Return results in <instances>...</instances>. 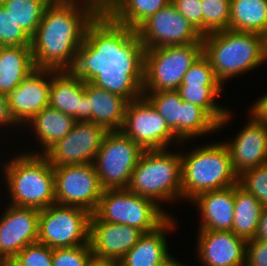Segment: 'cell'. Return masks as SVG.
I'll list each match as a JSON object with an SVG mask.
<instances>
[{
    "label": "cell",
    "instance_id": "cell-1",
    "mask_svg": "<svg viewBox=\"0 0 267 266\" xmlns=\"http://www.w3.org/2000/svg\"><path fill=\"white\" fill-rule=\"evenodd\" d=\"M145 50L136 30L98 14L87 27L70 71L84 83L130 102L143 97Z\"/></svg>",
    "mask_w": 267,
    "mask_h": 266
},
{
    "label": "cell",
    "instance_id": "cell-2",
    "mask_svg": "<svg viewBox=\"0 0 267 266\" xmlns=\"http://www.w3.org/2000/svg\"><path fill=\"white\" fill-rule=\"evenodd\" d=\"M97 15L85 0H52L31 37L35 68L70 71L87 27Z\"/></svg>",
    "mask_w": 267,
    "mask_h": 266
},
{
    "label": "cell",
    "instance_id": "cell-3",
    "mask_svg": "<svg viewBox=\"0 0 267 266\" xmlns=\"http://www.w3.org/2000/svg\"><path fill=\"white\" fill-rule=\"evenodd\" d=\"M203 54L209 59L217 79L253 70L267 60V38L251 32L224 30L202 37Z\"/></svg>",
    "mask_w": 267,
    "mask_h": 266
},
{
    "label": "cell",
    "instance_id": "cell-4",
    "mask_svg": "<svg viewBox=\"0 0 267 266\" xmlns=\"http://www.w3.org/2000/svg\"><path fill=\"white\" fill-rule=\"evenodd\" d=\"M3 168L11 205L41 210L56 203L53 165L43 154L23 152Z\"/></svg>",
    "mask_w": 267,
    "mask_h": 266
},
{
    "label": "cell",
    "instance_id": "cell-5",
    "mask_svg": "<svg viewBox=\"0 0 267 266\" xmlns=\"http://www.w3.org/2000/svg\"><path fill=\"white\" fill-rule=\"evenodd\" d=\"M182 198L191 201L197 195L238 184L231 156L223 142L210 143L181 153Z\"/></svg>",
    "mask_w": 267,
    "mask_h": 266
},
{
    "label": "cell",
    "instance_id": "cell-6",
    "mask_svg": "<svg viewBox=\"0 0 267 266\" xmlns=\"http://www.w3.org/2000/svg\"><path fill=\"white\" fill-rule=\"evenodd\" d=\"M181 153L164 150H144L132 172L128 189L155 203L182 198ZM174 199V200H173Z\"/></svg>",
    "mask_w": 267,
    "mask_h": 266
},
{
    "label": "cell",
    "instance_id": "cell-7",
    "mask_svg": "<svg viewBox=\"0 0 267 266\" xmlns=\"http://www.w3.org/2000/svg\"><path fill=\"white\" fill-rule=\"evenodd\" d=\"M159 205L161 204L137 195L128 188L103 190L90 221L133 226L147 233L155 230L171 215Z\"/></svg>",
    "mask_w": 267,
    "mask_h": 266
},
{
    "label": "cell",
    "instance_id": "cell-8",
    "mask_svg": "<svg viewBox=\"0 0 267 266\" xmlns=\"http://www.w3.org/2000/svg\"><path fill=\"white\" fill-rule=\"evenodd\" d=\"M203 54V43L145 50L143 92L177 90L191 65Z\"/></svg>",
    "mask_w": 267,
    "mask_h": 266
},
{
    "label": "cell",
    "instance_id": "cell-9",
    "mask_svg": "<svg viewBox=\"0 0 267 266\" xmlns=\"http://www.w3.org/2000/svg\"><path fill=\"white\" fill-rule=\"evenodd\" d=\"M143 151L121 131H109L93 161L103 190L127 189Z\"/></svg>",
    "mask_w": 267,
    "mask_h": 266
},
{
    "label": "cell",
    "instance_id": "cell-10",
    "mask_svg": "<svg viewBox=\"0 0 267 266\" xmlns=\"http://www.w3.org/2000/svg\"><path fill=\"white\" fill-rule=\"evenodd\" d=\"M91 213L74 206L52 204L39 213L38 242L50 248L89 243Z\"/></svg>",
    "mask_w": 267,
    "mask_h": 266
},
{
    "label": "cell",
    "instance_id": "cell-11",
    "mask_svg": "<svg viewBox=\"0 0 267 266\" xmlns=\"http://www.w3.org/2000/svg\"><path fill=\"white\" fill-rule=\"evenodd\" d=\"M56 204L93 214L103 192L93 163L53 166Z\"/></svg>",
    "mask_w": 267,
    "mask_h": 266
},
{
    "label": "cell",
    "instance_id": "cell-12",
    "mask_svg": "<svg viewBox=\"0 0 267 266\" xmlns=\"http://www.w3.org/2000/svg\"><path fill=\"white\" fill-rule=\"evenodd\" d=\"M120 131L143 150H164L173 140L182 142L144 96L128 103Z\"/></svg>",
    "mask_w": 267,
    "mask_h": 266
},
{
    "label": "cell",
    "instance_id": "cell-13",
    "mask_svg": "<svg viewBox=\"0 0 267 266\" xmlns=\"http://www.w3.org/2000/svg\"><path fill=\"white\" fill-rule=\"evenodd\" d=\"M136 32L145 49L203 43V36L172 3L146 19Z\"/></svg>",
    "mask_w": 267,
    "mask_h": 266
},
{
    "label": "cell",
    "instance_id": "cell-14",
    "mask_svg": "<svg viewBox=\"0 0 267 266\" xmlns=\"http://www.w3.org/2000/svg\"><path fill=\"white\" fill-rule=\"evenodd\" d=\"M108 132L93 122H75L71 131L43 155L53 166L93 163Z\"/></svg>",
    "mask_w": 267,
    "mask_h": 266
},
{
    "label": "cell",
    "instance_id": "cell-15",
    "mask_svg": "<svg viewBox=\"0 0 267 266\" xmlns=\"http://www.w3.org/2000/svg\"><path fill=\"white\" fill-rule=\"evenodd\" d=\"M0 218V259L14 258L24 247L38 242L40 210L9 204Z\"/></svg>",
    "mask_w": 267,
    "mask_h": 266
},
{
    "label": "cell",
    "instance_id": "cell-16",
    "mask_svg": "<svg viewBox=\"0 0 267 266\" xmlns=\"http://www.w3.org/2000/svg\"><path fill=\"white\" fill-rule=\"evenodd\" d=\"M50 87L51 70L35 69L7 96L9 112L16 124L28 125L49 106Z\"/></svg>",
    "mask_w": 267,
    "mask_h": 266
},
{
    "label": "cell",
    "instance_id": "cell-17",
    "mask_svg": "<svg viewBox=\"0 0 267 266\" xmlns=\"http://www.w3.org/2000/svg\"><path fill=\"white\" fill-rule=\"evenodd\" d=\"M143 234L133 226L90 221L89 242L94 259L117 264Z\"/></svg>",
    "mask_w": 267,
    "mask_h": 266
},
{
    "label": "cell",
    "instance_id": "cell-18",
    "mask_svg": "<svg viewBox=\"0 0 267 266\" xmlns=\"http://www.w3.org/2000/svg\"><path fill=\"white\" fill-rule=\"evenodd\" d=\"M197 252L204 266H245L247 240L232 231L199 230Z\"/></svg>",
    "mask_w": 267,
    "mask_h": 266
},
{
    "label": "cell",
    "instance_id": "cell-19",
    "mask_svg": "<svg viewBox=\"0 0 267 266\" xmlns=\"http://www.w3.org/2000/svg\"><path fill=\"white\" fill-rule=\"evenodd\" d=\"M249 120L233 141L223 142L230 152L231 163L237 175L267 164V127L252 114Z\"/></svg>",
    "mask_w": 267,
    "mask_h": 266
},
{
    "label": "cell",
    "instance_id": "cell-20",
    "mask_svg": "<svg viewBox=\"0 0 267 266\" xmlns=\"http://www.w3.org/2000/svg\"><path fill=\"white\" fill-rule=\"evenodd\" d=\"M85 83L71 71L51 70L49 106L70 115L76 122H92Z\"/></svg>",
    "mask_w": 267,
    "mask_h": 266
},
{
    "label": "cell",
    "instance_id": "cell-21",
    "mask_svg": "<svg viewBox=\"0 0 267 266\" xmlns=\"http://www.w3.org/2000/svg\"><path fill=\"white\" fill-rule=\"evenodd\" d=\"M169 216L159 227L143 233L138 242L119 260L116 266H162L172 256L168 253L166 230L175 229Z\"/></svg>",
    "mask_w": 267,
    "mask_h": 266
},
{
    "label": "cell",
    "instance_id": "cell-22",
    "mask_svg": "<svg viewBox=\"0 0 267 266\" xmlns=\"http://www.w3.org/2000/svg\"><path fill=\"white\" fill-rule=\"evenodd\" d=\"M235 185L203 192L190 202L197 204L201 213L199 230L232 231L234 221Z\"/></svg>",
    "mask_w": 267,
    "mask_h": 266
},
{
    "label": "cell",
    "instance_id": "cell-23",
    "mask_svg": "<svg viewBox=\"0 0 267 266\" xmlns=\"http://www.w3.org/2000/svg\"><path fill=\"white\" fill-rule=\"evenodd\" d=\"M88 110H92V122L104 126L108 131H120L129 101L122 96L85 83Z\"/></svg>",
    "mask_w": 267,
    "mask_h": 266
},
{
    "label": "cell",
    "instance_id": "cell-24",
    "mask_svg": "<svg viewBox=\"0 0 267 266\" xmlns=\"http://www.w3.org/2000/svg\"><path fill=\"white\" fill-rule=\"evenodd\" d=\"M35 69L31 46H2L0 94L8 96Z\"/></svg>",
    "mask_w": 267,
    "mask_h": 266
},
{
    "label": "cell",
    "instance_id": "cell-25",
    "mask_svg": "<svg viewBox=\"0 0 267 266\" xmlns=\"http://www.w3.org/2000/svg\"><path fill=\"white\" fill-rule=\"evenodd\" d=\"M72 116L50 106L43 108L28 123L31 124L44 154L51 146L68 134L75 124Z\"/></svg>",
    "mask_w": 267,
    "mask_h": 266
},
{
    "label": "cell",
    "instance_id": "cell-26",
    "mask_svg": "<svg viewBox=\"0 0 267 266\" xmlns=\"http://www.w3.org/2000/svg\"><path fill=\"white\" fill-rule=\"evenodd\" d=\"M229 29L267 38V0H231Z\"/></svg>",
    "mask_w": 267,
    "mask_h": 266
},
{
    "label": "cell",
    "instance_id": "cell-27",
    "mask_svg": "<svg viewBox=\"0 0 267 266\" xmlns=\"http://www.w3.org/2000/svg\"><path fill=\"white\" fill-rule=\"evenodd\" d=\"M262 208V204L251 193L236 184L232 232L247 241L254 239Z\"/></svg>",
    "mask_w": 267,
    "mask_h": 266
},
{
    "label": "cell",
    "instance_id": "cell-28",
    "mask_svg": "<svg viewBox=\"0 0 267 266\" xmlns=\"http://www.w3.org/2000/svg\"><path fill=\"white\" fill-rule=\"evenodd\" d=\"M222 88L223 85L180 84L176 91L183 101L203 108L218 123L220 129L231 117L230 110L215 103V98L220 95Z\"/></svg>",
    "mask_w": 267,
    "mask_h": 266
},
{
    "label": "cell",
    "instance_id": "cell-29",
    "mask_svg": "<svg viewBox=\"0 0 267 266\" xmlns=\"http://www.w3.org/2000/svg\"><path fill=\"white\" fill-rule=\"evenodd\" d=\"M171 0H120L107 14L113 21L136 30L146 19Z\"/></svg>",
    "mask_w": 267,
    "mask_h": 266
},
{
    "label": "cell",
    "instance_id": "cell-30",
    "mask_svg": "<svg viewBox=\"0 0 267 266\" xmlns=\"http://www.w3.org/2000/svg\"><path fill=\"white\" fill-rule=\"evenodd\" d=\"M52 0H3L0 4L11 14L18 26L31 38Z\"/></svg>",
    "mask_w": 267,
    "mask_h": 266
},
{
    "label": "cell",
    "instance_id": "cell-31",
    "mask_svg": "<svg viewBox=\"0 0 267 266\" xmlns=\"http://www.w3.org/2000/svg\"><path fill=\"white\" fill-rule=\"evenodd\" d=\"M217 130L218 123L203 108L182 100L181 121L178 123V138L181 141Z\"/></svg>",
    "mask_w": 267,
    "mask_h": 266
},
{
    "label": "cell",
    "instance_id": "cell-32",
    "mask_svg": "<svg viewBox=\"0 0 267 266\" xmlns=\"http://www.w3.org/2000/svg\"><path fill=\"white\" fill-rule=\"evenodd\" d=\"M143 96L166 120L169 128L178 137V123L181 121L182 99L176 90L143 92Z\"/></svg>",
    "mask_w": 267,
    "mask_h": 266
},
{
    "label": "cell",
    "instance_id": "cell-33",
    "mask_svg": "<svg viewBox=\"0 0 267 266\" xmlns=\"http://www.w3.org/2000/svg\"><path fill=\"white\" fill-rule=\"evenodd\" d=\"M202 1V36L229 29L231 0Z\"/></svg>",
    "mask_w": 267,
    "mask_h": 266
},
{
    "label": "cell",
    "instance_id": "cell-34",
    "mask_svg": "<svg viewBox=\"0 0 267 266\" xmlns=\"http://www.w3.org/2000/svg\"><path fill=\"white\" fill-rule=\"evenodd\" d=\"M238 185L251 193L263 207L267 206V164L242 172L238 175Z\"/></svg>",
    "mask_w": 267,
    "mask_h": 266
},
{
    "label": "cell",
    "instance_id": "cell-35",
    "mask_svg": "<svg viewBox=\"0 0 267 266\" xmlns=\"http://www.w3.org/2000/svg\"><path fill=\"white\" fill-rule=\"evenodd\" d=\"M1 46H31V38L18 26L14 18L0 4Z\"/></svg>",
    "mask_w": 267,
    "mask_h": 266
},
{
    "label": "cell",
    "instance_id": "cell-36",
    "mask_svg": "<svg viewBox=\"0 0 267 266\" xmlns=\"http://www.w3.org/2000/svg\"><path fill=\"white\" fill-rule=\"evenodd\" d=\"M93 258L90 242L75 247L53 248L52 266H87Z\"/></svg>",
    "mask_w": 267,
    "mask_h": 266
},
{
    "label": "cell",
    "instance_id": "cell-37",
    "mask_svg": "<svg viewBox=\"0 0 267 266\" xmlns=\"http://www.w3.org/2000/svg\"><path fill=\"white\" fill-rule=\"evenodd\" d=\"M181 84L222 85L217 79L209 59L204 54L191 65Z\"/></svg>",
    "mask_w": 267,
    "mask_h": 266
},
{
    "label": "cell",
    "instance_id": "cell-38",
    "mask_svg": "<svg viewBox=\"0 0 267 266\" xmlns=\"http://www.w3.org/2000/svg\"><path fill=\"white\" fill-rule=\"evenodd\" d=\"M53 248L40 242L24 247L14 258L22 266H52Z\"/></svg>",
    "mask_w": 267,
    "mask_h": 266
},
{
    "label": "cell",
    "instance_id": "cell-39",
    "mask_svg": "<svg viewBox=\"0 0 267 266\" xmlns=\"http://www.w3.org/2000/svg\"><path fill=\"white\" fill-rule=\"evenodd\" d=\"M176 10L202 35V1L171 0Z\"/></svg>",
    "mask_w": 267,
    "mask_h": 266
},
{
    "label": "cell",
    "instance_id": "cell-40",
    "mask_svg": "<svg viewBox=\"0 0 267 266\" xmlns=\"http://www.w3.org/2000/svg\"><path fill=\"white\" fill-rule=\"evenodd\" d=\"M245 266H267V241H247Z\"/></svg>",
    "mask_w": 267,
    "mask_h": 266
},
{
    "label": "cell",
    "instance_id": "cell-41",
    "mask_svg": "<svg viewBox=\"0 0 267 266\" xmlns=\"http://www.w3.org/2000/svg\"><path fill=\"white\" fill-rule=\"evenodd\" d=\"M250 114L267 127V94L253 104Z\"/></svg>",
    "mask_w": 267,
    "mask_h": 266
},
{
    "label": "cell",
    "instance_id": "cell-42",
    "mask_svg": "<svg viewBox=\"0 0 267 266\" xmlns=\"http://www.w3.org/2000/svg\"><path fill=\"white\" fill-rule=\"evenodd\" d=\"M98 14H108L120 0H85Z\"/></svg>",
    "mask_w": 267,
    "mask_h": 266
},
{
    "label": "cell",
    "instance_id": "cell-43",
    "mask_svg": "<svg viewBox=\"0 0 267 266\" xmlns=\"http://www.w3.org/2000/svg\"><path fill=\"white\" fill-rule=\"evenodd\" d=\"M17 125L11 118L8 108V98L6 95L0 94V126Z\"/></svg>",
    "mask_w": 267,
    "mask_h": 266
},
{
    "label": "cell",
    "instance_id": "cell-44",
    "mask_svg": "<svg viewBox=\"0 0 267 266\" xmlns=\"http://www.w3.org/2000/svg\"><path fill=\"white\" fill-rule=\"evenodd\" d=\"M254 239L267 241V206L262 208L258 229Z\"/></svg>",
    "mask_w": 267,
    "mask_h": 266
},
{
    "label": "cell",
    "instance_id": "cell-45",
    "mask_svg": "<svg viewBox=\"0 0 267 266\" xmlns=\"http://www.w3.org/2000/svg\"><path fill=\"white\" fill-rule=\"evenodd\" d=\"M87 266H116V264L109 261H102L93 258Z\"/></svg>",
    "mask_w": 267,
    "mask_h": 266
},
{
    "label": "cell",
    "instance_id": "cell-46",
    "mask_svg": "<svg viewBox=\"0 0 267 266\" xmlns=\"http://www.w3.org/2000/svg\"><path fill=\"white\" fill-rule=\"evenodd\" d=\"M2 266H22L15 258H4L0 259Z\"/></svg>",
    "mask_w": 267,
    "mask_h": 266
},
{
    "label": "cell",
    "instance_id": "cell-47",
    "mask_svg": "<svg viewBox=\"0 0 267 266\" xmlns=\"http://www.w3.org/2000/svg\"><path fill=\"white\" fill-rule=\"evenodd\" d=\"M162 266H184L182 263L180 264V261L176 260L175 258H170L168 261H166Z\"/></svg>",
    "mask_w": 267,
    "mask_h": 266
}]
</instances>
